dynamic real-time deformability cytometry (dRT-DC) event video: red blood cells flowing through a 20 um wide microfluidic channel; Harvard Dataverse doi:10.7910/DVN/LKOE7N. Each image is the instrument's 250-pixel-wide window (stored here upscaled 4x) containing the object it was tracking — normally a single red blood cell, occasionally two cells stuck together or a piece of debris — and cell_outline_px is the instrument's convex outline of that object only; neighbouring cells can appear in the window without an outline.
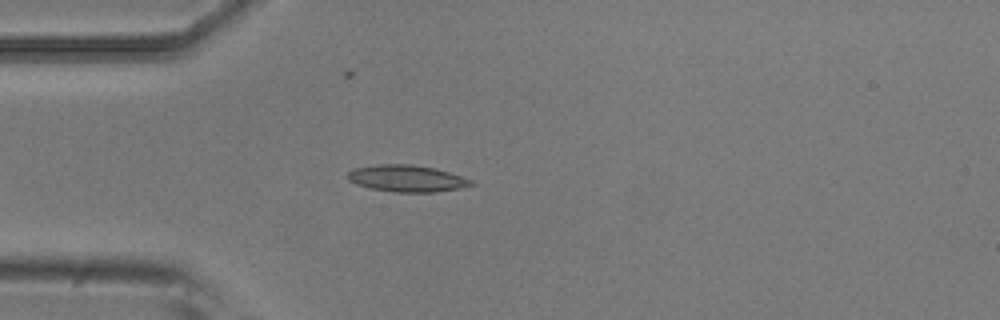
{"species": "common noctule bat (a hibernating species)", "species_latin": "Nyctalus noctula", "temperature_condition": "room temperature", "stored_images_in_passage": 5, "camera_frame_rate_fps": 3000, "um_per_image_px": 0.085, "animal": {"sex": "male", "body_mass_g": 20.5, "forearm_length_mm": 52.5}, "frame": {"image": 1, "passage_image": 4, "time_ms": 1.0, "image_size_px": [1000, 320], "cell_outline_px": [[476, 184], [460, 188], [436, 192], [396, 192], [372, 188], [356, 184], [348, 180], [348, 172], [352, 168], [376, 164], [412, 164], [436, 168], [472, 180]], "centroid_in_image_um": [34.57, 15.16], "position_along_channel_um": 50.4, "area_um2": 19.25}}